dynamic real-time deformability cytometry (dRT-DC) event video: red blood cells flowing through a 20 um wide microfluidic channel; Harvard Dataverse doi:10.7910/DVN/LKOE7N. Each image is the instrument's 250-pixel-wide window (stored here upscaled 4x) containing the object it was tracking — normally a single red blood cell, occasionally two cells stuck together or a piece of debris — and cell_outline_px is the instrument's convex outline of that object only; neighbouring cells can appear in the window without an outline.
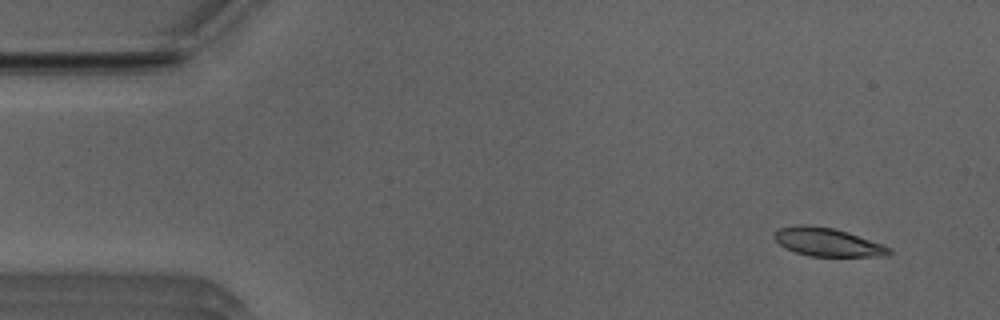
{"species": "Egyptian fruit bat (a non-hibernating species)", "species_latin": "Rousettus aegyptiacus", "temperature_condition": "room temperature", "stored_images_in_passage": 11, "camera_frame_rate_fps": 3000, "um_per_image_px": 0.085, "animal": {"sex": "male"}, "frame": {"image": 1, "passage_image": 1, "time_ms": 0.0, "image_size_px": [1000, 320], "cell_outline_px": [[892, 252], [888, 256], [808, 256], [784, 248], [772, 236], [780, 228], [800, 224], [804, 224], [832, 228], [892, 248]], "centroid_in_image_um": [70.3, 20.59], "position_along_channel_um": 14.7, "area_um2": 18.55}}